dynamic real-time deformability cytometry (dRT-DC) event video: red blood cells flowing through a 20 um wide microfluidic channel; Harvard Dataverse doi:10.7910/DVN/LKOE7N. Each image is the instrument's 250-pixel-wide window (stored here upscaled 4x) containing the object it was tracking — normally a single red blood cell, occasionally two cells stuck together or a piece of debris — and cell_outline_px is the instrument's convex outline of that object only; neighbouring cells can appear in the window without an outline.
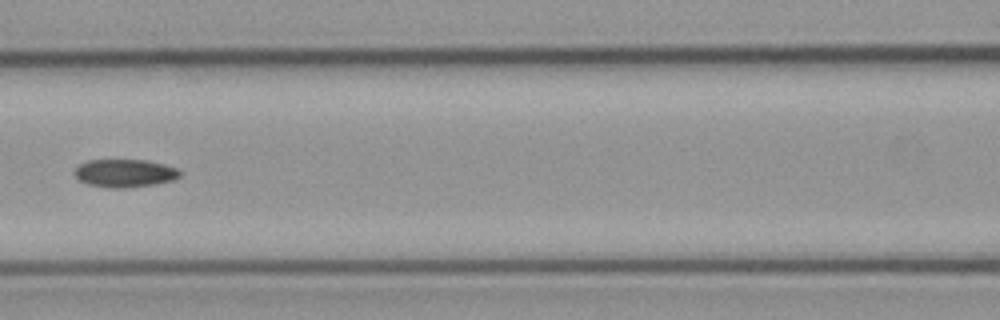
{"species": "common noctule bat (a hibernating species)", "species_latin": "Nyctalus noctula", "temperature_condition": "cold", "stored_images_in_passage": 6, "camera_frame_rate_fps": 3000, "um_per_image_px": 0.085, "animal": {"sex": "male", "body_mass_g": 23.1, "forearm_length_mm": 52.7}, "frame": {"image": 1, "passage_image": 6, "time_ms": 5.667, "image_size_px": [1000, 320], "cell_outline_px": [[180, 176], [172, 180], [156, 184], [124, 188], [112, 188], [88, 184], [80, 180], [72, 172], [80, 164], [88, 160], [144, 160], [164, 164], [176, 168], [180, 172]], "centroid_in_image_um": [10.59, 14.72], "position_along_channel_um": 156.0, "area_um2": 17.05}}